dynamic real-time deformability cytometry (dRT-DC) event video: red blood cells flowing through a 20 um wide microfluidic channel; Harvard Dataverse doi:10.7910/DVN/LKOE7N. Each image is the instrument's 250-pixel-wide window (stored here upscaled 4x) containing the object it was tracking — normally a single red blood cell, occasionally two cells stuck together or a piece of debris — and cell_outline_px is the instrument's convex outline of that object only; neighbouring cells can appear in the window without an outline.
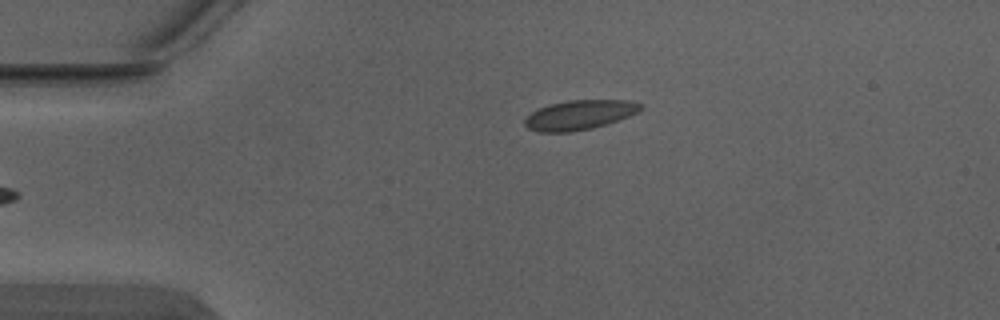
{"species": "Egyptian fruit bat (a non-hibernating species)", "species_latin": "Rousettus aegyptiacus", "temperature_condition": "warm", "stored_images_in_passage": 2, "camera_frame_rate_fps": 3000, "um_per_image_px": 0.085, "animal": {"sex": "male"}, "frame": {"image": 1, "passage_image": 2, "time_ms": 0.333, "image_size_px": [1000, 320], "cell_outline_px": [[644, 108], [640, 112], [592, 128], [568, 132], [536, 132], [528, 128], [524, 124], [524, 120], [532, 112], [548, 104], [568, 100], [628, 100], [644, 104]], "centroid_in_image_um": [49.27, 9.76], "position_along_channel_um": 35.7, "area_um2": 19.94}}